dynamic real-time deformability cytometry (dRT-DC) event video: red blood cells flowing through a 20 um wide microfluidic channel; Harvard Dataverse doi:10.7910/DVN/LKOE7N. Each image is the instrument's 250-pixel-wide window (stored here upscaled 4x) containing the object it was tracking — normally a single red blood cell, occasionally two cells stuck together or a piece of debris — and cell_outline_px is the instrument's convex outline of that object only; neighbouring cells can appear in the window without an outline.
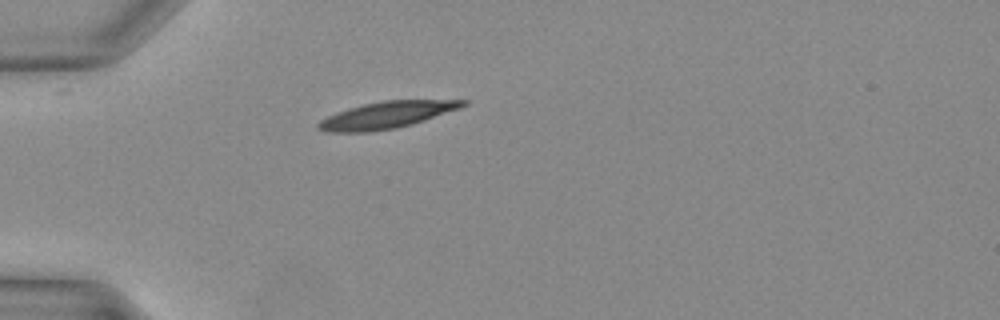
{"species": "Egyptian fruit bat (a non-hibernating species)", "species_latin": "Rousettus aegyptiacus", "temperature_condition": "warm", "stored_images_in_passage": 24, "camera_frame_rate_fps": 3000, "um_per_image_px": 0.085, "animal": {"sex": "female"}, "frame": {"image": 1, "passage_image": 1, "time_ms": 0.0, "image_size_px": [1000, 320], "cell_outline_px": [[468, 104], [460, 108], [412, 124], [396, 128], [368, 132], [328, 132], [316, 128], [316, 124], [320, 120], [328, 116], [364, 104], [384, 100], [468, 100]], "centroid_in_image_um": [32.88, 9.78], "position_along_channel_um": 52.1, "area_um2": 22.25}}
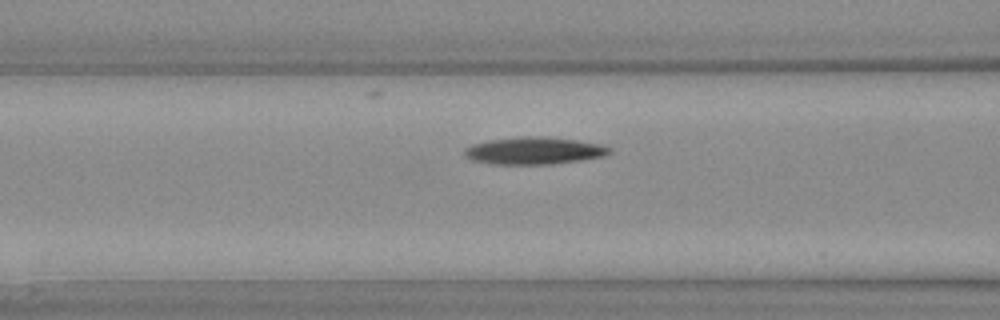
{"frame": {"image": 2, "passage_image": 6, "time_ms": 1.667, "image_size_px": [1000, 320], "cell_outline_px": [[612, 152], [604, 156], [580, 160], [548, 164], [496, 164], [476, 160], [468, 156], [464, 152], [464, 148], [472, 144], [488, 140], [524, 136], [548, 136], [576, 140], [600, 144], [612, 148]], "centroid_in_image_um": [45.45, 12.79], "position_along_channel_um": 121.2, "area_um2": 22.83}}
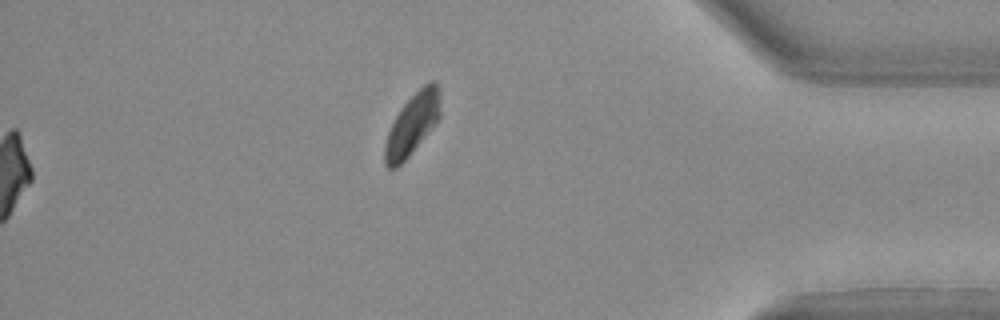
{"frame": {"image": 3, "passage_image": 24, "time_ms": 7.667, "image_size_px": [1000, 320], "cell_outline_px": [[440, 116], [436, 124], [408, 156], [396, 168], [388, 168], [384, 164], [384, 144], [388, 132], [400, 108], [428, 80], [436, 80], [440, 92]], "centroid_in_image_um": [35.06, 10.54], "position_along_channel_um": 400.1, "area_um2": 19.83}}